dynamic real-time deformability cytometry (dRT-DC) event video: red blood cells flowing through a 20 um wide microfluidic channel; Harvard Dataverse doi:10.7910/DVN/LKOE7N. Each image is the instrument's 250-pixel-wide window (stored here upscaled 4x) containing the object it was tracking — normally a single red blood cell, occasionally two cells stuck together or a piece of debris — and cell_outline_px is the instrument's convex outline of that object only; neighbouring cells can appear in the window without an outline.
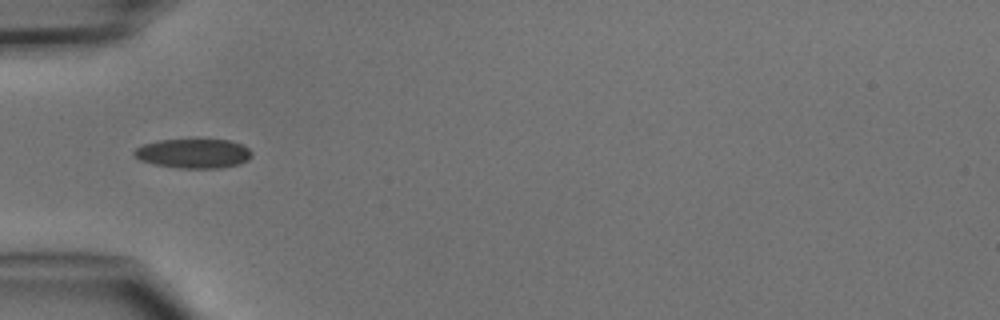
{"species": "common noctule bat (a hibernating species)", "species_latin": "Nyctalus noctula", "temperature_condition": "cold", "stored_images_in_passage": 2, "camera_frame_rate_fps": 3000, "um_per_image_px": 0.085, "animal": {"sex": "male", "body_mass_g": 15.6}, "frame": {"image": 1, "passage_image": 2, "time_ms": 1.0, "image_size_px": [1000, 320], "cell_outline_px": [[252, 156], [248, 160], [240, 164], [220, 168], [176, 168], [156, 164], [140, 160], [132, 156], [132, 152], [136, 148], [144, 144], [156, 140], [192, 136], [228, 140], [240, 144], [248, 148], [252, 152]], "centroid_in_image_um": [16.42, 12.99], "position_along_channel_um": 68.6, "area_um2": 21.21}}